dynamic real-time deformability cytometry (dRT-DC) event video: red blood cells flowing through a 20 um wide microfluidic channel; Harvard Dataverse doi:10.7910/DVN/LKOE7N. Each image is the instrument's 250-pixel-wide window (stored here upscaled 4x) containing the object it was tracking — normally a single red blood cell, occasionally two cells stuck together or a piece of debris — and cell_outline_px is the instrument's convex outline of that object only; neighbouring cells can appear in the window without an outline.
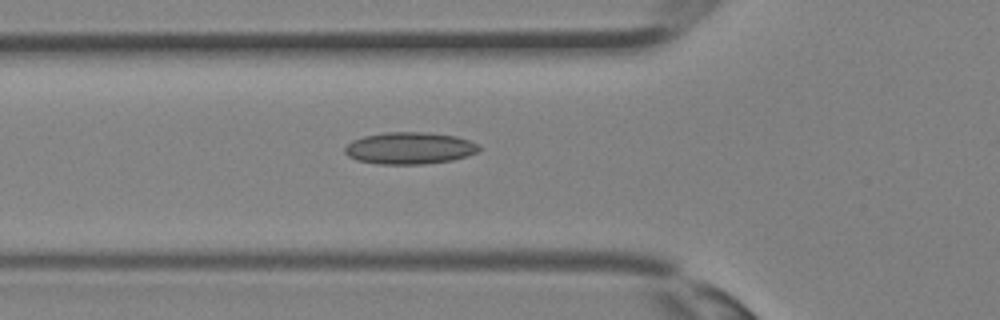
{"species": "Egyptian fruit bat (a non-hibernating species)", "species_latin": "Rousettus aegyptiacus", "temperature_condition": "room temperature", "stored_images_in_passage": 26, "camera_frame_rate_fps": 3000, "um_per_image_px": 0.085, "animal": {"sex": "female"}, "frame": {"image": 1, "passage_image": 7, "time_ms": 2.0, "image_size_px": [1000, 320], "cell_outline_px": [[480, 148], [476, 152], [452, 160], [424, 164], [380, 164], [356, 160], [348, 156], [344, 152], [344, 148], [352, 140], [364, 136], [384, 132], [428, 132], [456, 136], [468, 140], [476, 144]], "centroid_in_image_um": [34.77, 12.59], "position_along_channel_um": 91.0, "area_um2": 24.85}}
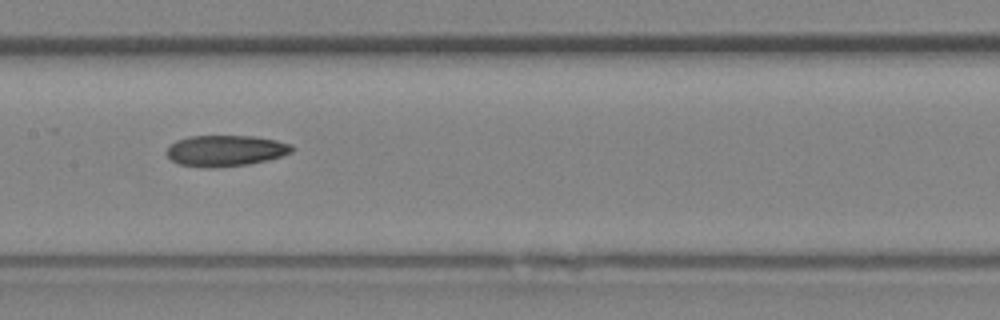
{"frame": {"image": 2, "passage_image": 12, "time_ms": 3.667, "image_size_px": [1000, 320], "cell_outline_px": [[296, 148], [292, 152], [268, 160], [248, 164], [212, 168], [208, 168], [180, 164], [172, 160], [164, 152], [176, 140], [188, 136], [256, 136], [276, 140], [292, 144]], "centroid_in_image_um": [19.19, 12.8], "position_along_channel_um": 188.2, "area_um2": 22.77}}
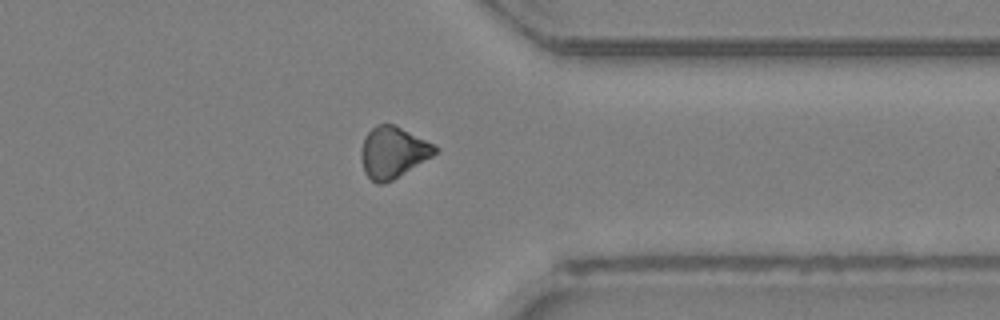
{"frame": {"image": 3, "passage_image": 22, "time_ms": 7.0, "image_size_px": [1000, 320], "cell_outline_px": [[440, 148], [432, 156], [392, 180], [384, 184], [376, 184], [364, 172], [360, 156], [360, 152], [364, 136], [376, 124], [396, 124]], "centroid_in_image_um": [33.37, 12.94], "position_along_channel_um": 378.0, "area_um2": 22.08}}